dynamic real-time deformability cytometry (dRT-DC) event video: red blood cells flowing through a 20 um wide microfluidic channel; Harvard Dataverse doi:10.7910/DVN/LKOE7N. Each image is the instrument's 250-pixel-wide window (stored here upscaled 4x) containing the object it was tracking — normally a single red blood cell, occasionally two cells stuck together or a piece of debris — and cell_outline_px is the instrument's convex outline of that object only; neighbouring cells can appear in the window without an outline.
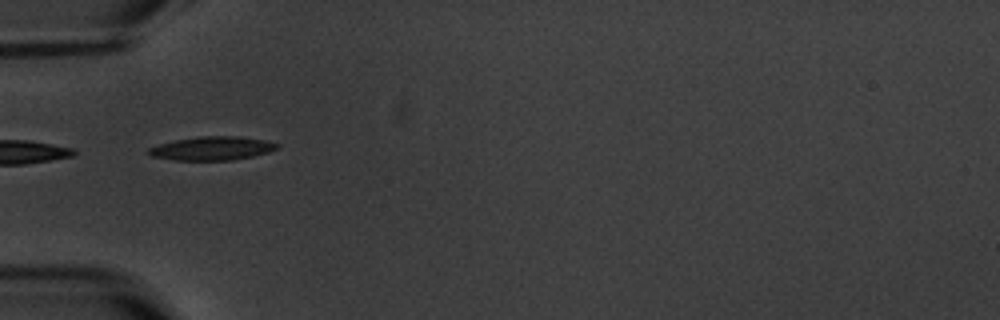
{"species": "common noctule bat (a hibernating species)", "species_latin": "Nyctalus noctula", "temperature_condition": "warm", "stored_images_in_passage": 10, "camera_frame_rate_fps": 3000, "um_per_image_px": 0.085, "animal": {"sex": "male", "body_mass_g": 20.1, "forearm_length_mm": 53.5}, "frame": {"image": 1, "passage_image": 5, "time_ms": 5.667, "image_size_px": [1000, 320], "cell_outline_px": [[280, 144], [276, 148], [268, 152], [252, 156], [232, 160], [172, 160], [152, 156], [144, 152], [148, 148], [160, 144], [176, 140], [200, 136], [240, 136], [264, 140]], "centroid_in_image_um": [17.99, 12.61], "position_along_channel_um": 67.0, "area_um2": 17.63}}
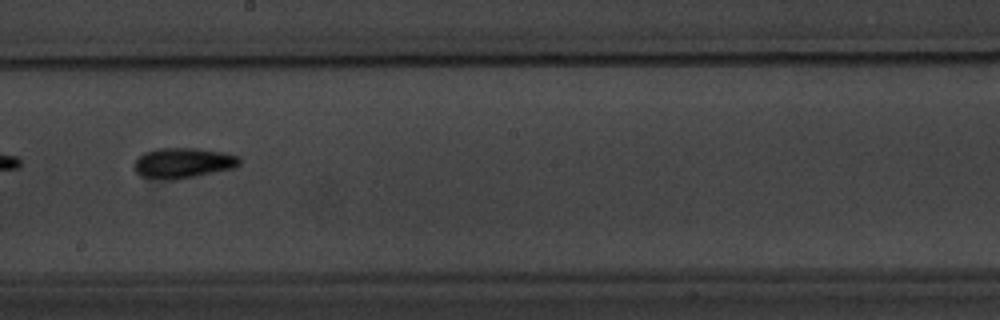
{"frame": {"image": 2, "passage_image": 9, "time_ms": 10.333, "image_size_px": [1000, 320], "cell_outline_px": [[240, 164], [236, 168], [172, 180], [168, 180], [140, 176], [136, 172], [136, 160], [144, 152], [156, 148], [196, 148], [224, 152], [240, 156]], "centroid_in_image_um": [15.6, 13.84], "position_along_channel_um": 232.6, "area_um2": 18.55}}